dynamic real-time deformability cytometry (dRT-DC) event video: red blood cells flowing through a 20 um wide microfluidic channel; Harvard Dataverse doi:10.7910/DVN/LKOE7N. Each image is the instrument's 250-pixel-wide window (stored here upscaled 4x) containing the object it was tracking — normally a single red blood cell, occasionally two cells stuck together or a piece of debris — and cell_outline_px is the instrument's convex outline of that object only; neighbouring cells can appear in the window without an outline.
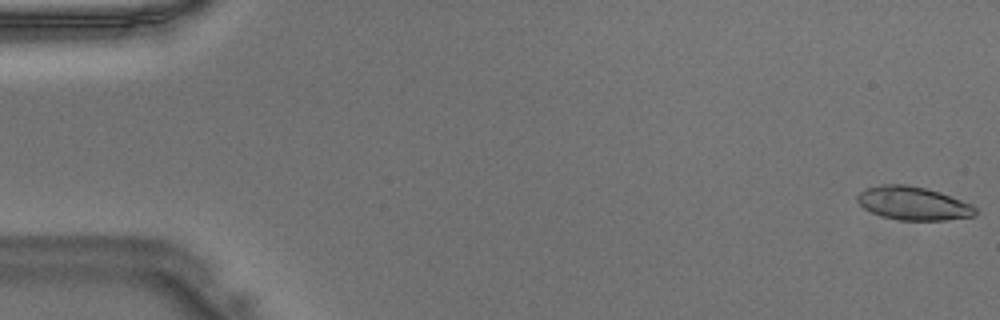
{"species": "Egyptian fruit bat (a non-hibernating species)", "species_latin": "Rousettus aegyptiacus", "temperature_condition": "warm", "stored_images_in_passage": 47, "camera_frame_rate_fps": 3000, "um_per_image_px": 0.085, "animal": {"sex": "male"}, "frame": {"image": 1, "passage_image": 1, "time_ms": 0.0, "image_size_px": [1000, 320], "cell_outline_px": [[976, 212], [972, 216], [944, 220], [896, 220], [880, 216], [864, 208], [856, 200], [856, 196], [860, 192], [868, 188], [884, 184], [904, 184], [924, 188], [940, 192], [972, 204], [976, 208]], "centroid_in_image_um": [77.6, 17.29], "position_along_channel_um": 7.4, "area_um2": 22.83}}
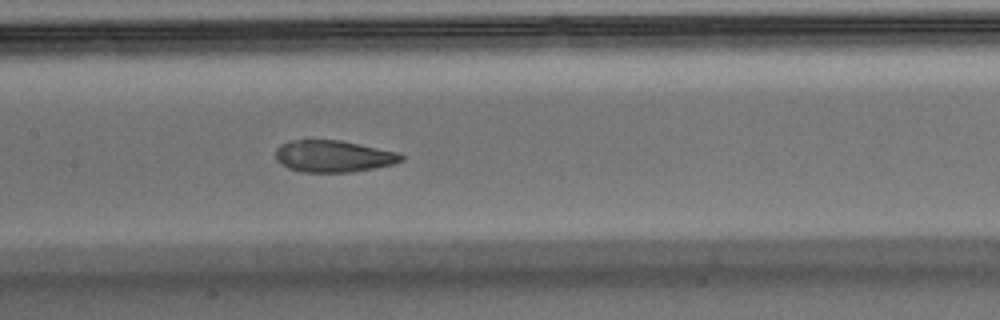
{"frame": {"image": 2, "passage_image": 23, "time_ms": 7.333, "image_size_px": [1000, 320], "cell_outline_px": [[404, 160], [392, 164], [352, 172], [300, 172], [288, 168], [280, 164], [276, 160], [276, 148], [280, 144], [288, 140], [340, 140], [400, 152], [404, 156]], "centroid_in_image_um": [28.32, 13.27], "position_along_channel_um": 179.1, "area_um2": 23.47}}
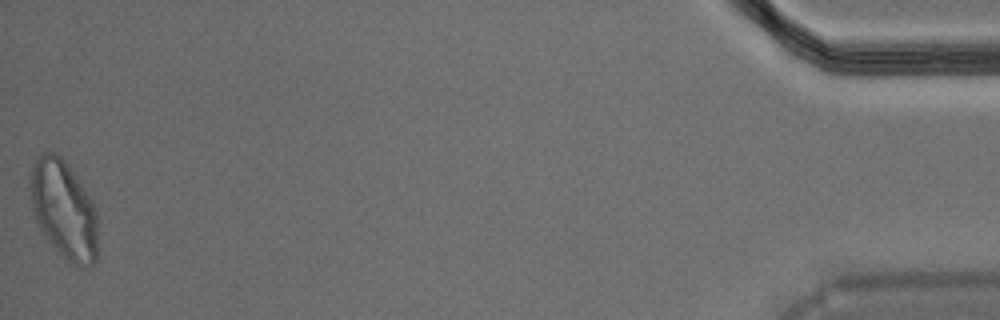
{"frame": {"image": 3, "passage_image": 47, "time_ms": 15.333, "image_size_px": [1000, 320], "cell_outline_px": [[96, 260], [92, 264], [72, 264], [56, 248], [40, 228], [36, 220], [28, 188], [28, 176], [36, 160], [44, 152], [56, 152], [68, 164], [92, 200], [96, 212]], "centroid_in_image_um": [5.39, 17.74], "position_along_channel_um": 429.8, "area_um2": 37.97}}